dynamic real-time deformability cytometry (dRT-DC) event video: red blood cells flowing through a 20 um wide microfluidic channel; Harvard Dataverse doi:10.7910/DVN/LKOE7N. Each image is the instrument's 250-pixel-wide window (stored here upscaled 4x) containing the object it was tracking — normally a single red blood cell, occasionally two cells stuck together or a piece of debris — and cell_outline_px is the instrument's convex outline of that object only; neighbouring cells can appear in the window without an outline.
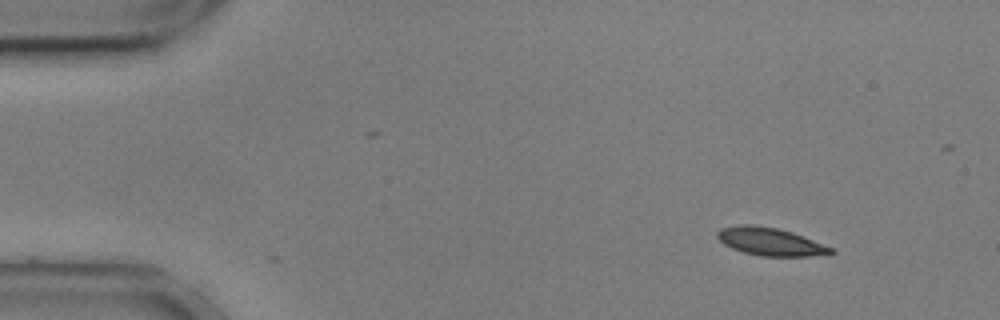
{"species": "common noctule bat (a hibernating species)", "species_latin": "Nyctalus noctula", "temperature_condition": "cold", "stored_images_in_passage": 2, "camera_frame_rate_fps": 3000, "um_per_image_px": 0.085, "animal": {"sex": "male", "body_mass_g": 17.9, "forearm_length_mm": 54.2}, "frame": {"image": 1, "passage_image": 2, "time_ms": 0.333, "image_size_px": [1000, 320], "cell_outline_px": [[836, 252], [832, 256], [760, 256], [744, 252], [732, 248], [724, 244], [716, 236], [716, 232], [720, 228], [740, 224], [752, 224], [776, 228], [792, 232], [832, 248]], "centroid_in_image_um": [65.49, 20.55], "position_along_channel_um": 19.5, "area_um2": 18.55}}